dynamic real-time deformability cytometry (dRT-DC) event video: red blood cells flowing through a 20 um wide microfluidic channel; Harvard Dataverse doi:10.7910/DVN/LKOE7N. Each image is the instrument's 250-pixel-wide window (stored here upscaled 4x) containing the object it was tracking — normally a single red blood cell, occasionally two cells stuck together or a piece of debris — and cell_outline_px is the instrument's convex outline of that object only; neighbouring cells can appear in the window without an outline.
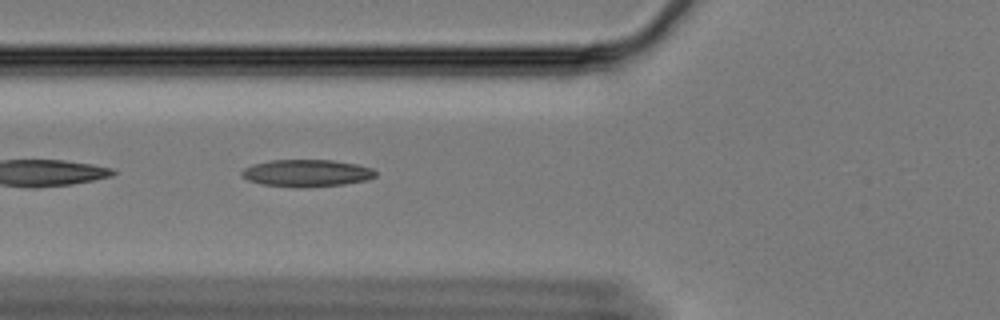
{"species": "Egyptian fruit bat (a non-hibernating species)", "species_latin": "Rousettus aegyptiacus", "temperature_condition": "cold", "stored_images_in_passage": 24, "camera_frame_rate_fps": 3000, "um_per_image_px": 0.085, "animal": {"sex": "female"}, "frame": {"image": 1, "passage_image": 4, "time_ms": 1.0, "image_size_px": [1000, 320], "cell_outline_px": [[376, 176], [368, 180], [344, 184], [300, 188], [260, 184], [248, 180], [240, 176], [240, 172], [244, 168], [252, 164], [272, 160], [332, 160], [356, 164], [372, 168], [376, 172]], "centroid_in_image_um": [26.04, 14.72], "position_along_channel_um": 99.8, "area_um2": 21.33}}
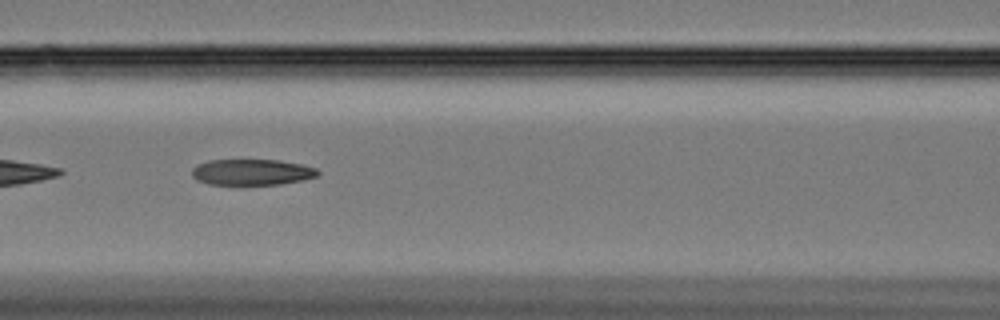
{"frame": {"image": 2, "passage_image": 8, "time_ms": 2.333, "image_size_px": [1000, 320], "cell_outline_px": [[320, 172], [316, 176], [304, 180], [280, 184], [244, 188], [240, 188], [208, 184], [196, 180], [192, 176], [192, 168], [208, 160], [280, 160], [300, 164], [316, 168]], "centroid_in_image_um": [21.37, 14.69], "position_along_channel_um": 145.2, "area_um2": 20.06}}